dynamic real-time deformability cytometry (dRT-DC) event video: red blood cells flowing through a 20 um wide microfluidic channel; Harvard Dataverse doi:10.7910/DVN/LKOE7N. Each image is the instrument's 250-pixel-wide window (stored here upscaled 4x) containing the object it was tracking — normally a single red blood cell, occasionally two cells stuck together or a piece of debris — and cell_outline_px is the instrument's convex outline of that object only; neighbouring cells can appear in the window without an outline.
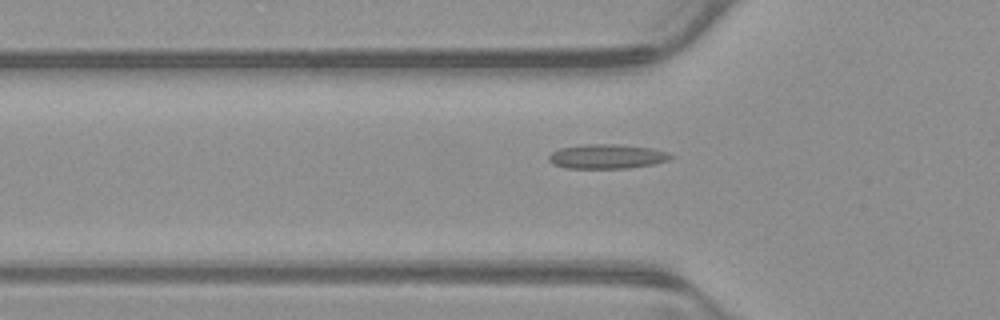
{"species": "common noctule bat (a hibernating species)", "species_latin": "Nyctalus noctula", "temperature_condition": "warm", "stored_images_in_passage": 54, "camera_frame_rate_fps": 3000, "um_per_image_px": 0.085, "animal": {"sex": "male", "body_mass_g": 23.1, "forearm_length_mm": 52.7}, "frame": {"image": 1, "passage_image": 18, "time_ms": 5.667, "image_size_px": [1000, 320], "cell_outline_px": [[676, 156], [668, 160], [656, 164], [628, 168], [564, 168], [552, 164], [548, 160], [548, 156], [552, 152], [560, 148], [584, 144], [616, 144], [652, 148]], "centroid_in_image_um": [51.57, 13.3], "position_along_channel_um": 74.2, "area_um2": 17.46}}
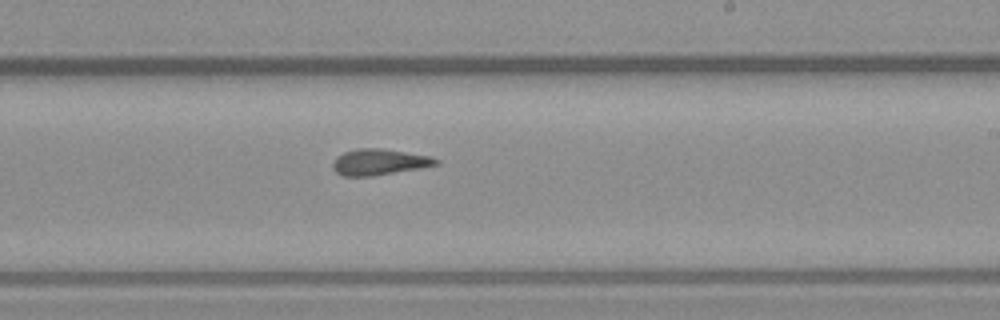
{"frame": {"image": 2, "passage_image": 32, "time_ms": 10.333, "image_size_px": [1000, 320], "cell_outline_px": [[440, 164], [420, 168], [372, 176], [344, 176], [336, 172], [332, 168], [332, 164], [336, 156], [344, 152], [356, 148], [380, 148], [432, 156], [440, 160]], "centroid_in_image_um": [32.24, 13.76], "position_along_channel_um": 256.8, "area_um2": 15.78}}
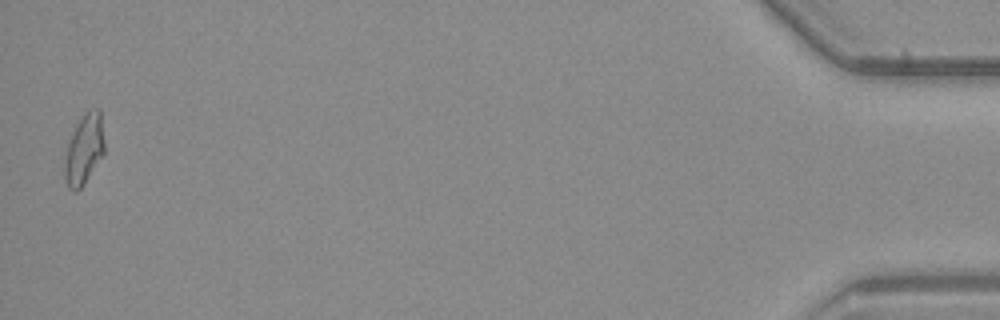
{"frame": {"image": 3, "passage_image": 53, "time_ms": 17.333, "image_size_px": [1000, 320], "cell_outline_px": [[104, 152], [84, 184], [76, 192], [72, 192], [68, 188], [64, 176], [64, 160], [68, 144], [72, 132], [76, 124], [84, 112], [96, 108], [100, 108], [104, 140]], "centroid_in_image_um": [7.13, 12.7], "position_along_channel_um": 428.1, "area_um2": 16.3}, "authors_computed_cell_mechanics": {"area_um2": 15.8372, "velocity_mm_per_s": 3.8913, "shape_relaxation_time_tau1_ms": null, "shape_relaxation_time_tau2_ms": 2.8502, "deformation_change_tau1": null, "deformation_change_tau2": 0.1157}}